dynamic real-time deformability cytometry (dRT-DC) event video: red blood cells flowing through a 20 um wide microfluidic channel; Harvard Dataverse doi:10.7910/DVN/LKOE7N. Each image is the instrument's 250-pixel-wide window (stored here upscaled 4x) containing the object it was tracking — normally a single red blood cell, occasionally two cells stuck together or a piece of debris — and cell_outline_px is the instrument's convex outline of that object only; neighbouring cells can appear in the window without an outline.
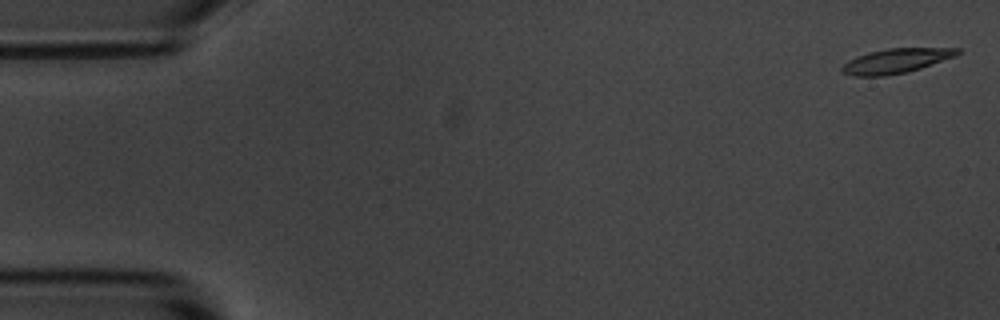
{"species": "common noctule bat (a hibernating species)", "species_latin": "Nyctalus noctula", "temperature_condition": "room temperature", "stored_images_in_passage": 5, "camera_frame_rate_fps": 3000, "um_per_image_px": 0.085, "animal": {"sex": "male", "body_mass_g": 20.1, "forearm_length_mm": 53.5}, "frame": {"image": 1, "passage_image": 1, "time_ms": 0.0, "image_size_px": [1000, 320], "cell_outline_px": [[960, 52], [956, 56], [908, 72], [884, 76], [856, 76], [840, 72], [840, 68], [848, 60], [856, 56], [868, 52], [888, 48], [960, 48]], "centroid_in_image_um": [76.13, 5.17], "position_along_channel_um": 8.9, "area_um2": 16.59}}
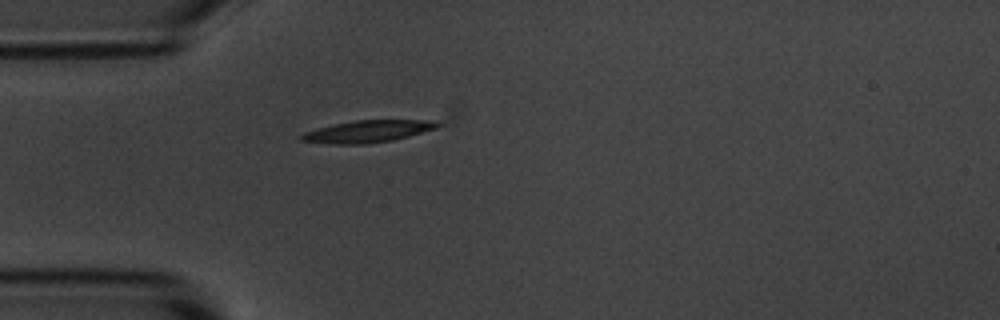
{"frame": {"image": 2, "passage_image": 5, "time_ms": 4.667, "image_size_px": [1000, 320], "cell_outline_px": [[440, 124], [436, 128], [408, 136], [392, 140], [368, 144], [336, 144], [300, 140], [300, 136], [304, 132], [316, 128], [332, 124], [356, 120], [432, 120]], "centroid_in_image_um": [31.22, 11.16], "position_along_channel_um": 53.8, "area_um2": 17.34}}